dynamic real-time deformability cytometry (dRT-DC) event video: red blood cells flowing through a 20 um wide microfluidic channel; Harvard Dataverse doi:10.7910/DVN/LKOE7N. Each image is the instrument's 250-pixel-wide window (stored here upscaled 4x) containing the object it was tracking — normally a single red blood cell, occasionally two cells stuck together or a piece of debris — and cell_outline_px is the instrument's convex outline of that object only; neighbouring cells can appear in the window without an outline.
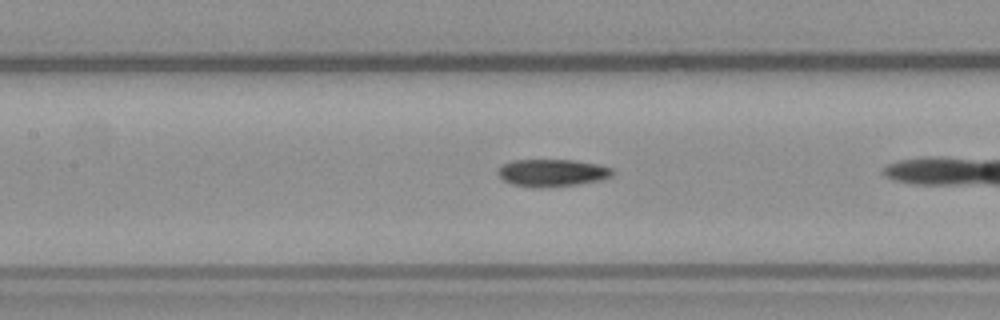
{"species": "common noctule bat (a hibernating species)", "species_latin": "Nyctalus noctula", "temperature_condition": "warm", "stored_images_in_passage": 25, "camera_frame_rate_fps": 3000, "um_per_image_px": 0.085, "animal": {"sex": "male", "body_mass_g": 23.1, "forearm_length_mm": 52.7}, "frame": {"image": 1, "passage_image": 8, "time_ms": 2.333, "image_size_px": [1000, 320], "cell_outline_px": [[616, 172], [612, 176], [600, 180], [580, 184], [540, 188], [532, 188], [512, 184], [504, 180], [496, 172], [504, 164], [512, 160], [572, 160], [600, 164], [612, 168]], "centroid_in_image_um": [46.97, 14.69], "position_along_channel_um": 160.4, "area_um2": 18.44}}